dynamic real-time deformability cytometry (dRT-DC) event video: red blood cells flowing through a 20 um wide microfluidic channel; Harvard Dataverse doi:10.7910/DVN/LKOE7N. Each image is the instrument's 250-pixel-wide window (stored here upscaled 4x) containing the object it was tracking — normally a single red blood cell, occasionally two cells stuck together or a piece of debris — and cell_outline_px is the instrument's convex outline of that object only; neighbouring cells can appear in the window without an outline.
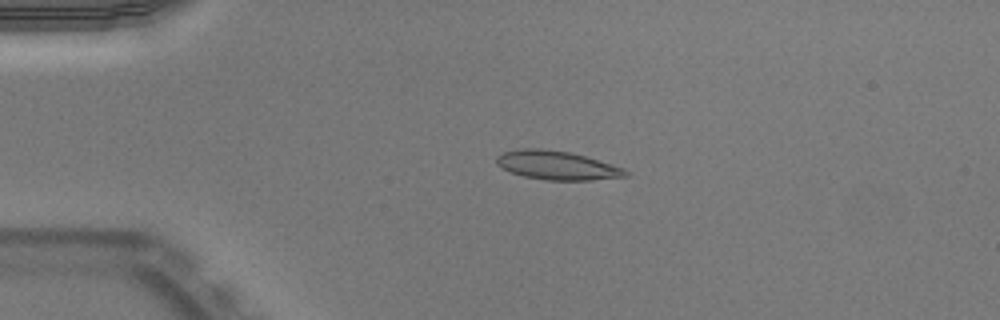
{"species": "Egyptian fruit bat (a non-hibernating species)", "species_latin": "Rousettus aegyptiacus", "temperature_condition": "warm", "stored_images_in_passage": 40, "camera_frame_rate_fps": 3000, "um_per_image_px": 0.085, "animal": {"sex": "male"}, "frame": {"image": 1, "passage_image": 1, "time_ms": 0.0, "image_size_px": [1000, 320], "cell_outline_px": [[628, 176], [592, 180], [544, 180], [524, 176], [512, 172], [496, 164], [496, 156], [504, 152], [520, 148], [540, 148], [568, 152], [584, 156], [624, 168], [628, 172]], "centroid_in_image_um": [47.33, 14.05], "position_along_channel_um": 37.7, "area_um2": 21.44}}
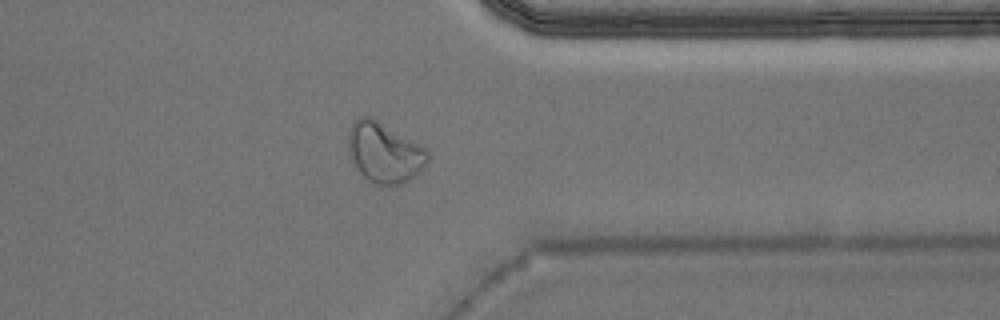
{"frame": {"image": 2, "passage_image": 30, "time_ms": 9.667, "image_size_px": [1000, 320], "cell_outline_px": [[428, 160], [416, 176], [400, 184], [376, 184], [364, 176], [360, 172], [352, 156], [348, 144], [348, 132], [352, 124], [360, 116], [368, 116], [376, 120], [428, 148]], "centroid_in_image_um": [32.71, 12.95], "position_along_channel_um": 378.7, "area_um2": 27.22}}
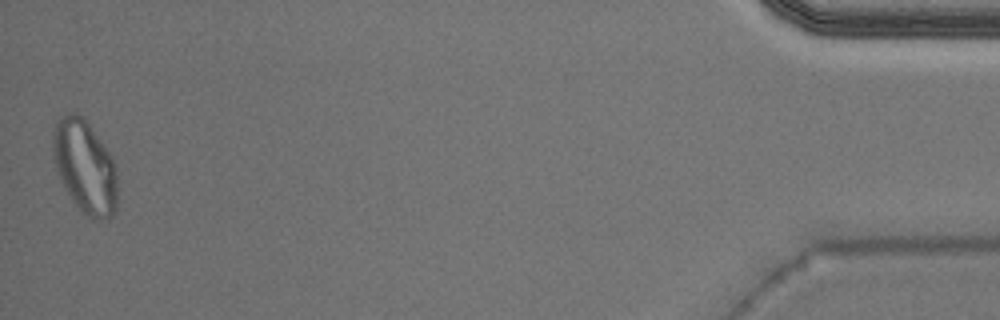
{"frame": {"image": 3, "passage_image": 40, "time_ms": 13.0, "image_size_px": [1000, 320], "cell_outline_px": [[116, 212], [108, 220], [92, 220], [76, 204], [60, 180], [52, 148], [52, 136], [56, 120], [60, 116], [72, 112], [76, 112], [84, 116], [104, 144], [112, 156], [116, 168]], "centroid_in_image_um": [7.23, 14.13], "position_along_channel_um": 428.0, "area_um2": 35.14}, "authors_computed_cell_mechanics": {"area_um2": 21.0103, "velocity_mm_per_s": 3.9567, "shape_relaxation_time_tau1_ms": null, "shape_relaxation_time_tau2_ms": 2.038, "deformation_change_tau1": null, "deformation_change_tau2": 0.0955}}